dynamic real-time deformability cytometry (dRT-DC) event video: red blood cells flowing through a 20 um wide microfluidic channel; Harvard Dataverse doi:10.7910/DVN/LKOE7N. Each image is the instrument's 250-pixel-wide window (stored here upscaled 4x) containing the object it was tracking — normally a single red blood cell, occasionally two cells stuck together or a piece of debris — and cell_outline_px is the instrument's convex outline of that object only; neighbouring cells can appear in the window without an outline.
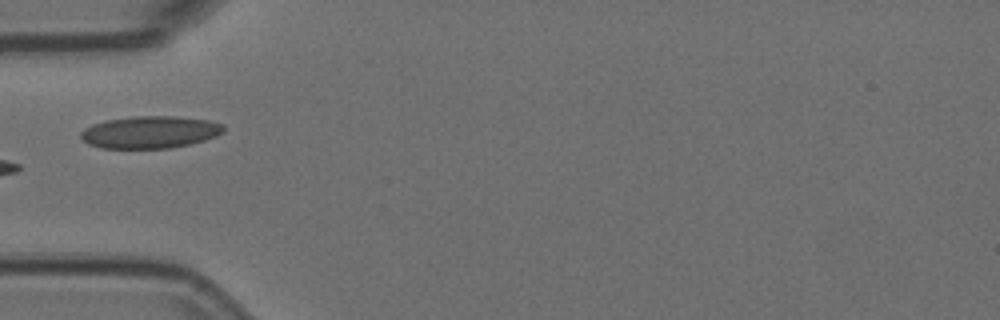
{"species": "Egyptian fruit bat (a non-hibernating species)", "species_latin": "Rousettus aegyptiacus", "temperature_condition": "room temperature", "stored_images_in_passage": 5, "camera_frame_rate_fps": 3000, "um_per_image_px": 0.085, "animal": {"sex": "female"}, "frame": {"image": 1, "passage_image": 5, "time_ms": 1.333, "image_size_px": [1000, 320], "cell_outline_px": [[224, 132], [216, 136], [204, 140], [188, 144], [168, 148], [104, 148], [88, 144], [80, 136], [80, 132], [84, 128], [92, 124], [104, 120], [132, 116], [176, 116], [208, 120], [224, 124]], "centroid_in_image_um": [12.74, 11.22], "position_along_channel_um": 72.3, "area_um2": 26.88}}